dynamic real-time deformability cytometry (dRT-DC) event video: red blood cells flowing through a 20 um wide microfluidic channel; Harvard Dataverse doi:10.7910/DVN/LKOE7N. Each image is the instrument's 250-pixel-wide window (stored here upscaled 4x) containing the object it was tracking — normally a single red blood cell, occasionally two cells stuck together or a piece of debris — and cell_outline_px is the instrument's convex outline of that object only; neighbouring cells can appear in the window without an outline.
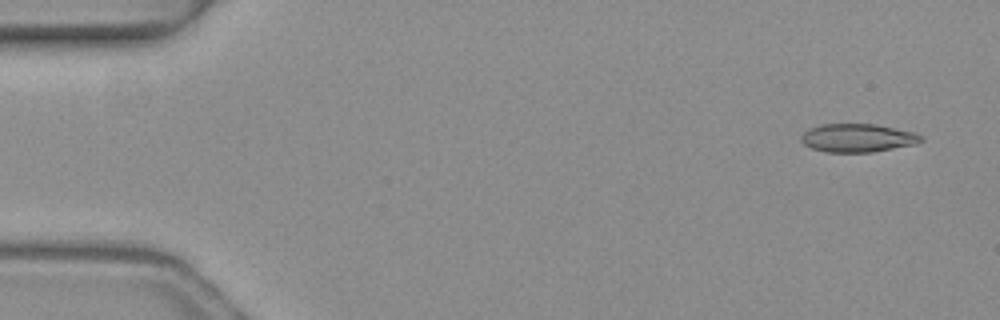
{"species": "common noctule bat (a hibernating species)", "species_latin": "Nyctalus noctula", "temperature_condition": "warm", "stored_images_in_passage": 2, "camera_frame_rate_fps": 3000, "um_per_image_px": 0.085, "animal": {"sex": "female", "body_mass_g": 19.3, "forearm_length_mm": 54.1}, "frame": {"image": 1, "passage_image": 1, "time_ms": 0.0, "image_size_px": [1000, 320], "cell_outline_px": [[924, 140], [916, 144], [872, 152], [828, 152], [812, 148], [804, 144], [800, 140], [800, 136], [808, 128], [824, 124], [876, 124], [912, 132], [924, 136]], "centroid_in_image_um": [72.9, 11.72], "position_along_channel_um": 12.1, "area_um2": 19.77}}